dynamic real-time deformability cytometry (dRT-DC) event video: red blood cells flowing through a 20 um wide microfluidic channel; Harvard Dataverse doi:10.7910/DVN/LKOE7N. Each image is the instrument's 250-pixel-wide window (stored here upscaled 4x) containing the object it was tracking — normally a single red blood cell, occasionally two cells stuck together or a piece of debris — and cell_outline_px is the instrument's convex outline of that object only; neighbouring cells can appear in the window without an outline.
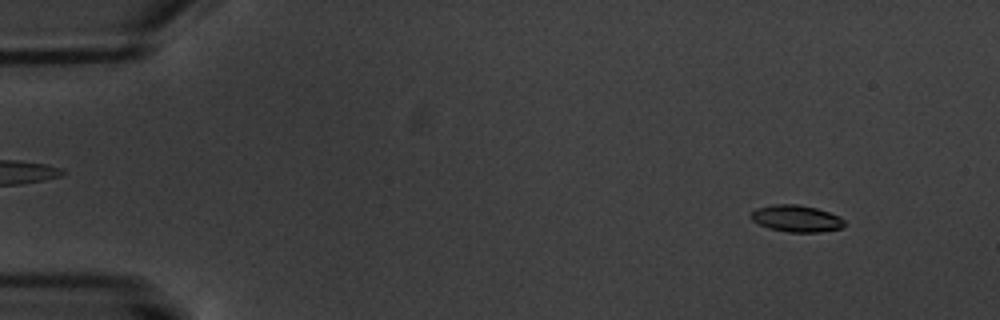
{"species": "common noctule bat (a hibernating species)", "species_latin": "Nyctalus noctula", "temperature_condition": "warm", "stored_images_in_passage": 9, "camera_frame_rate_fps": 3000, "um_per_image_px": 0.085, "animal": {"sex": "male", "body_mass_g": 20.1, "forearm_length_mm": 53.5}, "frame": {"image": 1, "passage_image": 2, "time_ms": 1.333, "image_size_px": [1000, 320], "cell_outline_px": [[848, 224], [840, 228], [820, 232], [788, 232], [768, 228], [752, 220], [748, 216], [756, 208], [772, 204], [796, 204], [816, 208], [840, 216]], "centroid_in_image_um": [67.69, 18.57], "position_along_channel_um": 17.3, "area_um2": 14.68}}